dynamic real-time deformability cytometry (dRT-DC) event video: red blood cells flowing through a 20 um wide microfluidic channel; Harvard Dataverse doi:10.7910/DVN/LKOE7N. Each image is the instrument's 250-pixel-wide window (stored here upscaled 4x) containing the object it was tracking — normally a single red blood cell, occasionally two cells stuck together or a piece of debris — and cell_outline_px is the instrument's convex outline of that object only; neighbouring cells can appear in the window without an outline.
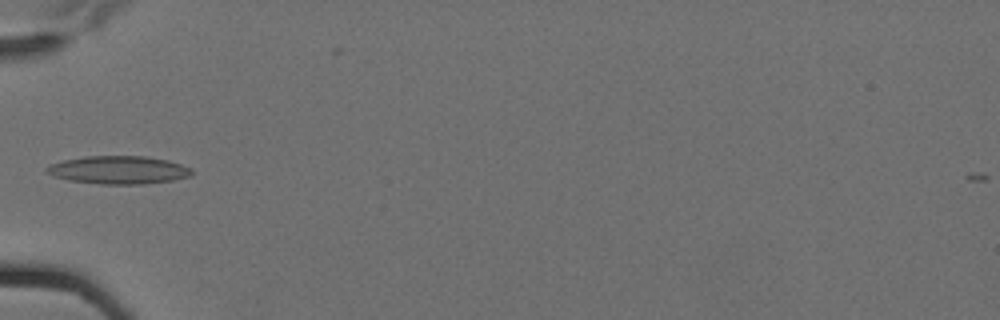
{"species": "Egyptian fruit bat (a non-hibernating species)", "species_latin": "Rousettus aegyptiacus", "temperature_condition": "cold", "stored_images_in_passage": 10, "camera_frame_rate_fps": 3000, "um_per_image_px": 0.085, "animal": {"sex": "female"}, "frame": {"image": 1, "passage_image": 6, "time_ms": 1.667, "image_size_px": [1000, 320], "cell_outline_px": [[192, 176], [172, 180], [144, 184], [100, 184], [68, 180], [52, 176], [44, 172], [44, 168], [48, 164], [64, 160], [84, 156], [144, 156], [168, 160], [192, 168]], "centroid_in_image_um": [10.03, 14.44], "position_along_channel_um": 75.0, "area_um2": 23.93}}
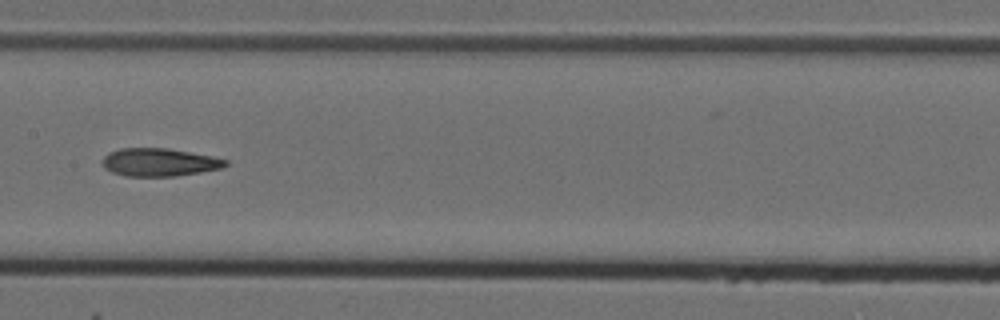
{"frame": {"image": 2, "passage_image": 9, "time_ms": 2.667, "image_size_px": [1000, 320], "cell_outline_px": [[228, 164], [220, 168], [200, 172], [176, 176], [124, 176], [112, 172], [104, 168], [104, 156], [108, 152], [120, 148], [168, 148], [212, 156], [228, 160]], "centroid_in_image_um": [13.53, 13.79], "position_along_channel_um": 193.9, "area_um2": 20.0}}
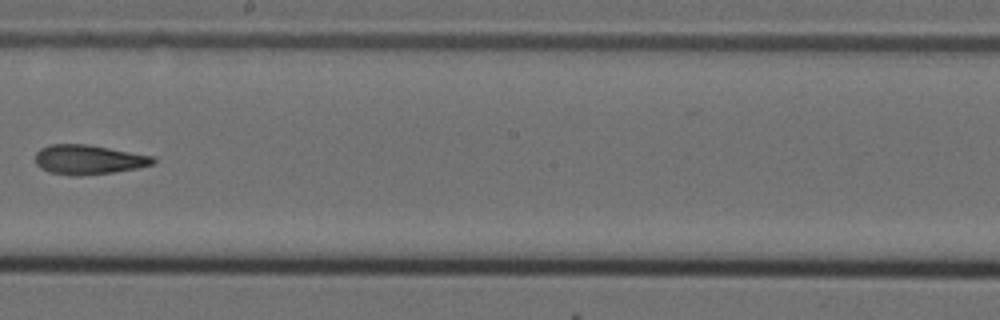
{"frame": {"image": 3, "passage_image": 10, "time_ms": 3.0, "image_size_px": [1000, 320], "cell_outline_px": [[156, 160], [152, 164], [136, 168], [112, 172], [80, 176], [68, 176], [48, 172], [40, 168], [36, 164], [36, 152], [40, 148], [48, 144], [88, 144], [152, 156]], "centroid_in_image_um": [7.45, 13.57], "position_along_channel_um": 240.7, "area_um2": 20.29}}